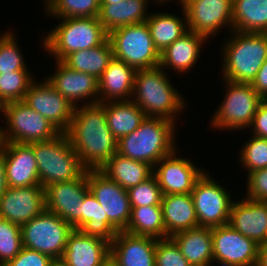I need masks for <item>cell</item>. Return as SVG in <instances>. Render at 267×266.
<instances>
[{"instance_id": "cell-1", "label": "cell", "mask_w": 267, "mask_h": 266, "mask_svg": "<svg viewBox=\"0 0 267 266\" xmlns=\"http://www.w3.org/2000/svg\"><path fill=\"white\" fill-rule=\"evenodd\" d=\"M81 105L74 107L66 134L83 166L100 170L117 153V140L108 127L105 102Z\"/></svg>"}, {"instance_id": "cell-2", "label": "cell", "mask_w": 267, "mask_h": 266, "mask_svg": "<svg viewBox=\"0 0 267 266\" xmlns=\"http://www.w3.org/2000/svg\"><path fill=\"white\" fill-rule=\"evenodd\" d=\"M167 75L160 66L136 70L131 100L147 117L164 118L177 123L176 115L184 112L186 100L173 87Z\"/></svg>"}, {"instance_id": "cell-3", "label": "cell", "mask_w": 267, "mask_h": 266, "mask_svg": "<svg viewBox=\"0 0 267 266\" xmlns=\"http://www.w3.org/2000/svg\"><path fill=\"white\" fill-rule=\"evenodd\" d=\"M175 125L164 118L146 117L137 129L117 141V153L154 167L177 149Z\"/></svg>"}, {"instance_id": "cell-4", "label": "cell", "mask_w": 267, "mask_h": 266, "mask_svg": "<svg viewBox=\"0 0 267 266\" xmlns=\"http://www.w3.org/2000/svg\"><path fill=\"white\" fill-rule=\"evenodd\" d=\"M231 33V36L224 41L223 49L220 50L222 78L251 84L267 59V33L238 31Z\"/></svg>"}, {"instance_id": "cell-5", "label": "cell", "mask_w": 267, "mask_h": 266, "mask_svg": "<svg viewBox=\"0 0 267 266\" xmlns=\"http://www.w3.org/2000/svg\"><path fill=\"white\" fill-rule=\"evenodd\" d=\"M58 19L62 22L48 31L41 42L56 61H62L72 52L95 48L108 39L98 17Z\"/></svg>"}, {"instance_id": "cell-6", "label": "cell", "mask_w": 267, "mask_h": 266, "mask_svg": "<svg viewBox=\"0 0 267 266\" xmlns=\"http://www.w3.org/2000/svg\"><path fill=\"white\" fill-rule=\"evenodd\" d=\"M29 145L33 148L40 185L44 189L51 184L78 179L87 171L66 133Z\"/></svg>"}, {"instance_id": "cell-7", "label": "cell", "mask_w": 267, "mask_h": 266, "mask_svg": "<svg viewBox=\"0 0 267 266\" xmlns=\"http://www.w3.org/2000/svg\"><path fill=\"white\" fill-rule=\"evenodd\" d=\"M2 113L7 126H0V143L30 144L47 141L61 134L52 123L23 100L2 105Z\"/></svg>"}, {"instance_id": "cell-8", "label": "cell", "mask_w": 267, "mask_h": 266, "mask_svg": "<svg viewBox=\"0 0 267 266\" xmlns=\"http://www.w3.org/2000/svg\"><path fill=\"white\" fill-rule=\"evenodd\" d=\"M225 84L223 101L214 111L211 128L227 131L249 129L259 104L264 100L250 83L223 80Z\"/></svg>"}, {"instance_id": "cell-9", "label": "cell", "mask_w": 267, "mask_h": 266, "mask_svg": "<svg viewBox=\"0 0 267 266\" xmlns=\"http://www.w3.org/2000/svg\"><path fill=\"white\" fill-rule=\"evenodd\" d=\"M114 58L135 70L151 69L160 64L149 27L145 22L117 28L108 34Z\"/></svg>"}, {"instance_id": "cell-10", "label": "cell", "mask_w": 267, "mask_h": 266, "mask_svg": "<svg viewBox=\"0 0 267 266\" xmlns=\"http://www.w3.org/2000/svg\"><path fill=\"white\" fill-rule=\"evenodd\" d=\"M73 229L58 215L44 210L21 226L22 244L24 248L38 251L51 258H60Z\"/></svg>"}, {"instance_id": "cell-11", "label": "cell", "mask_w": 267, "mask_h": 266, "mask_svg": "<svg viewBox=\"0 0 267 266\" xmlns=\"http://www.w3.org/2000/svg\"><path fill=\"white\" fill-rule=\"evenodd\" d=\"M204 172L191 192L198 226L214 228L229 223L232 196L220 183Z\"/></svg>"}, {"instance_id": "cell-12", "label": "cell", "mask_w": 267, "mask_h": 266, "mask_svg": "<svg viewBox=\"0 0 267 266\" xmlns=\"http://www.w3.org/2000/svg\"><path fill=\"white\" fill-rule=\"evenodd\" d=\"M89 190L102 206L104 222L117 234L125 231L131 218L128 192L100 170H87Z\"/></svg>"}, {"instance_id": "cell-13", "label": "cell", "mask_w": 267, "mask_h": 266, "mask_svg": "<svg viewBox=\"0 0 267 266\" xmlns=\"http://www.w3.org/2000/svg\"><path fill=\"white\" fill-rule=\"evenodd\" d=\"M232 4L233 0H182L179 3L186 12L188 30L207 40L218 35L225 26L233 31Z\"/></svg>"}, {"instance_id": "cell-14", "label": "cell", "mask_w": 267, "mask_h": 266, "mask_svg": "<svg viewBox=\"0 0 267 266\" xmlns=\"http://www.w3.org/2000/svg\"><path fill=\"white\" fill-rule=\"evenodd\" d=\"M44 191L45 210L79 230L82 227V202L89 191L87 171L78 179L51 184Z\"/></svg>"}, {"instance_id": "cell-15", "label": "cell", "mask_w": 267, "mask_h": 266, "mask_svg": "<svg viewBox=\"0 0 267 266\" xmlns=\"http://www.w3.org/2000/svg\"><path fill=\"white\" fill-rule=\"evenodd\" d=\"M34 80L26 92L24 102L44 116L61 133L70 127L74 107L45 78ZM39 82V83H38Z\"/></svg>"}, {"instance_id": "cell-16", "label": "cell", "mask_w": 267, "mask_h": 266, "mask_svg": "<svg viewBox=\"0 0 267 266\" xmlns=\"http://www.w3.org/2000/svg\"><path fill=\"white\" fill-rule=\"evenodd\" d=\"M177 149L163 157L154 167L153 175L163 195L191 193L205 170L188 158L177 156Z\"/></svg>"}, {"instance_id": "cell-17", "label": "cell", "mask_w": 267, "mask_h": 266, "mask_svg": "<svg viewBox=\"0 0 267 266\" xmlns=\"http://www.w3.org/2000/svg\"><path fill=\"white\" fill-rule=\"evenodd\" d=\"M45 210L41 185L8 187L0 199V218L22 226Z\"/></svg>"}, {"instance_id": "cell-18", "label": "cell", "mask_w": 267, "mask_h": 266, "mask_svg": "<svg viewBox=\"0 0 267 266\" xmlns=\"http://www.w3.org/2000/svg\"><path fill=\"white\" fill-rule=\"evenodd\" d=\"M213 259L241 266L258 264L259 245L229 224L212 228Z\"/></svg>"}, {"instance_id": "cell-19", "label": "cell", "mask_w": 267, "mask_h": 266, "mask_svg": "<svg viewBox=\"0 0 267 266\" xmlns=\"http://www.w3.org/2000/svg\"><path fill=\"white\" fill-rule=\"evenodd\" d=\"M55 65V72L46 79L73 107L79 106L83 100L85 105L98 103V79L74 71L61 61H56Z\"/></svg>"}, {"instance_id": "cell-20", "label": "cell", "mask_w": 267, "mask_h": 266, "mask_svg": "<svg viewBox=\"0 0 267 266\" xmlns=\"http://www.w3.org/2000/svg\"><path fill=\"white\" fill-rule=\"evenodd\" d=\"M3 152L8 187L40 185L38 166L29 144L0 143Z\"/></svg>"}, {"instance_id": "cell-21", "label": "cell", "mask_w": 267, "mask_h": 266, "mask_svg": "<svg viewBox=\"0 0 267 266\" xmlns=\"http://www.w3.org/2000/svg\"><path fill=\"white\" fill-rule=\"evenodd\" d=\"M234 200L230 210L229 225L250 238L257 245L267 242V202L244 198Z\"/></svg>"}, {"instance_id": "cell-22", "label": "cell", "mask_w": 267, "mask_h": 266, "mask_svg": "<svg viewBox=\"0 0 267 266\" xmlns=\"http://www.w3.org/2000/svg\"><path fill=\"white\" fill-rule=\"evenodd\" d=\"M157 238L119 231L110 243V257L118 266H155Z\"/></svg>"}, {"instance_id": "cell-23", "label": "cell", "mask_w": 267, "mask_h": 266, "mask_svg": "<svg viewBox=\"0 0 267 266\" xmlns=\"http://www.w3.org/2000/svg\"><path fill=\"white\" fill-rule=\"evenodd\" d=\"M110 257V243L73 229L62 258L69 266H102Z\"/></svg>"}, {"instance_id": "cell-24", "label": "cell", "mask_w": 267, "mask_h": 266, "mask_svg": "<svg viewBox=\"0 0 267 266\" xmlns=\"http://www.w3.org/2000/svg\"><path fill=\"white\" fill-rule=\"evenodd\" d=\"M136 70L113 57L98 79V102L131 100Z\"/></svg>"}, {"instance_id": "cell-25", "label": "cell", "mask_w": 267, "mask_h": 266, "mask_svg": "<svg viewBox=\"0 0 267 266\" xmlns=\"http://www.w3.org/2000/svg\"><path fill=\"white\" fill-rule=\"evenodd\" d=\"M207 39L196 32L187 31L174 43L169 45L160 53L159 66L164 70L173 69L174 72L185 74L199 62L201 45H204ZM169 67V68H168Z\"/></svg>"}, {"instance_id": "cell-26", "label": "cell", "mask_w": 267, "mask_h": 266, "mask_svg": "<svg viewBox=\"0 0 267 266\" xmlns=\"http://www.w3.org/2000/svg\"><path fill=\"white\" fill-rule=\"evenodd\" d=\"M165 238L198 227L191 193L163 195L161 201Z\"/></svg>"}, {"instance_id": "cell-27", "label": "cell", "mask_w": 267, "mask_h": 266, "mask_svg": "<svg viewBox=\"0 0 267 266\" xmlns=\"http://www.w3.org/2000/svg\"><path fill=\"white\" fill-rule=\"evenodd\" d=\"M170 238L192 266H208L213 260L212 228L198 226Z\"/></svg>"}, {"instance_id": "cell-28", "label": "cell", "mask_w": 267, "mask_h": 266, "mask_svg": "<svg viewBox=\"0 0 267 266\" xmlns=\"http://www.w3.org/2000/svg\"><path fill=\"white\" fill-rule=\"evenodd\" d=\"M148 2L150 0H123L118 4L100 5L98 19L108 34L123 26L143 23L149 17Z\"/></svg>"}, {"instance_id": "cell-29", "label": "cell", "mask_w": 267, "mask_h": 266, "mask_svg": "<svg viewBox=\"0 0 267 266\" xmlns=\"http://www.w3.org/2000/svg\"><path fill=\"white\" fill-rule=\"evenodd\" d=\"M109 179L128 190L153 175V167L145 162L132 160L115 153L101 168Z\"/></svg>"}, {"instance_id": "cell-30", "label": "cell", "mask_w": 267, "mask_h": 266, "mask_svg": "<svg viewBox=\"0 0 267 266\" xmlns=\"http://www.w3.org/2000/svg\"><path fill=\"white\" fill-rule=\"evenodd\" d=\"M183 19L173 13H149L146 23L149 27L154 46L163 52L169 45L174 43L178 38L188 31L187 16L182 7ZM180 17V18H179Z\"/></svg>"}, {"instance_id": "cell-31", "label": "cell", "mask_w": 267, "mask_h": 266, "mask_svg": "<svg viewBox=\"0 0 267 266\" xmlns=\"http://www.w3.org/2000/svg\"><path fill=\"white\" fill-rule=\"evenodd\" d=\"M108 127L118 141L137 129L147 117L132 100L105 102Z\"/></svg>"}, {"instance_id": "cell-32", "label": "cell", "mask_w": 267, "mask_h": 266, "mask_svg": "<svg viewBox=\"0 0 267 266\" xmlns=\"http://www.w3.org/2000/svg\"><path fill=\"white\" fill-rule=\"evenodd\" d=\"M113 57L112 45L107 39L95 48L72 52L61 62L74 71L87 73L99 79Z\"/></svg>"}, {"instance_id": "cell-33", "label": "cell", "mask_w": 267, "mask_h": 266, "mask_svg": "<svg viewBox=\"0 0 267 266\" xmlns=\"http://www.w3.org/2000/svg\"><path fill=\"white\" fill-rule=\"evenodd\" d=\"M233 31L267 33V0H233Z\"/></svg>"}, {"instance_id": "cell-34", "label": "cell", "mask_w": 267, "mask_h": 266, "mask_svg": "<svg viewBox=\"0 0 267 266\" xmlns=\"http://www.w3.org/2000/svg\"><path fill=\"white\" fill-rule=\"evenodd\" d=\"M131 218L126 232L134 235L165 239L161 206L131 207Z\"/></svg>"}, {"instance_id": "cell-35", "label": "cell", "mask_w": 267, "mask_h": 266, "mask_svg": "<svg viewBox=\"0 0 267 266\" xmlns=\"http://www.w3.org/2000/svg\"><path fill=\"white\" fill-rule=\"evenodd\" d=\"M82 233L99 237L109 243L116 233L104 222V211L95 196L89 190L82 202Z\"/></svg>"}, {"instance_id": "cell-36", "label": "cell", "mask_w": 267, "mask_h": 266, "mask_svg": "<svg viewBox=\"0 0 267 266\" xmlns=\"http://www.w3.org/2000/svg\"><path fill=\"white\" fill-rule=\"evenodd\" d=\"M45 12L56 18L98 17L100 0H45Z\"/></svg>"}, {"instance_id": "cell-37", "label": "cell", "mask_w": 267, "mask_h": 266, "mask_svg": "<svg viewBox=\"0 0 267 266\" xmlns=\"http://www.w3.org/2000/svg\"><path fill=\"white\" fill-rule=\"evenodd\" d=\"M30 71L0 73V103L22 101L35 80ZM34 78V79H33Z\"/></svg>"}, {"instance_id": "cell-38", "label": "cell", "mask_w": 267, "mask_h": 266, "mask_svg": "<svg viewBox=\"0 0 267 266\" xmlns=\"http://www.w3.org/2000/svg\"><path fill=\"white\" fill-rule=\"evenodd\" d=\"M17 43V36L11 31L0 34V73L29 71L25 58ZM25 61V62H24Z\"/></svg>"}, {"instance_id": "cell-39", "label": "cell", "mask_w": 267, "mask_h": 266, "mask_svg": "<svg viewBox=\"0 0 267 266\" xmlns=\"http://www.w3.org/2000/svg\"><path fill=\"white\" fill-rule=\"evenodd\" d=\"M241 146L239 162L247 174L257 169L267 168V138L252 136Z\"/></svg>"}, {"instance_id": "cell-40", "label": "cell", "mask_w": 267, "mask_h": 266, "mask_svg": "<svg viewBox=\"0 0 267 266\" xmlns=\"http://www.w3.org/2000/svg\"><path fill=\"white\" fill-rule=\"evenodd\" d=\"M22 248L21 226L0 218V266L12 260Z\"/></svg>"}, {"instance_id": "cell-41", "label": "cell", "mask_w": 267, "mask_h": 266, "mask_svg": "<svg viewBox=\"0 0 267 266\" xmlns=\"http://www.w3.org/2000/svg\"><path fill=\"white\" fill-rule=\"evenodd\" d=\"M131 207L161 206L162 192L154 175L127 190Z\"/></svg>"}, {"instance_id": "cell-42", "label": "cell", "mask_w": 267, "mask_h": 266, "mask_svg": "<svg viewBox=\"0 0 267 266\" xmlns=\"http://www.w3.org/2000/svg\"><path fill=\"white\" fill-rule=\"evenodd\" d=\"M155 266H192L183 256L176 243L170 238L157 239Z\"/></svg>"}, {"instance_id": "cell-43", "label": "cell", "mask_w": 267, "mask_h": 266, "mask_svg": "<svg viewBox=\"0 0 267 266\" xmlns=\"http://www.w3.org/2000/svg\"><path fill=\"white\" fill-rule=\"evenodd\" d=\"M247 180L246 198L256 201H267V168L249 172Z\"/></svg>"}, {"instance_id": "cell-44", "label": "cell", "mask_w": 267, "mask_h": 266, "mask_svg": "<svg viewBox=\"0 0 267 266\" xmlns=\"http://www.w3.org/2000/svg\"><path fill=\"white\" fill-rule=\"evenodd\" d=\"M51 257L38 251L22 248V250L4 266H49Z\"/></svg>"}, {"instance_id": "cell-45", "label": "cell", "mask_w": 267, "mask_h": 266, "mask_svg": "<svg viewBox=\"0 0 267 266\" xmlns=\"http://www.w3.org/2000/svg\"><path fill=\"white\" fill-rule=\"evenodd\" d=\"M252 134L260 138H267V99H264L258 106L249 129Z\"/></svg>"}, {"instance_id": "cell-46", "label": "cell", "mask_w": 267, "mask_h": 266, "mask_svg": "<svg viewBox=\"0 0 267 266\" xmlns=\"http://www.w3.org/2000/svg\"><path fill=\"white\" fill-rule=\"evenodd\" d=\"M251 86L263 98L267 99V59L257 72L256 77L251 82Z\"/></svg>"}, {"instance_id": "cell-47", "label": "cell", "mask_w": 267, "mask_h": 266, "mask_svg": "<svg viewBox=\"0 0 267 266\" xmlns=\"http://www.w3.org/2000/svg\"><path fill=\"white\" fill-rule=\"evenodd\" d=\"M8 188L3 152L0 149V199Z\"/></svg>"}, {"instance_id": "cell-48", "label": "cell", "mask_w": 267, "mask_h": 266, "mask_svg": "<svg viewBox=\"0 0 267 266\" xmlns=\"http://www.w3.org/2000/svg\"><path fill=\"white\" fill-rule=\"evenodd\" d=\"M258 266H267V242L259 246Z\"/></svg>"}, {"instance_id": "cell-49", "label": "cell", "mask_w": 267, "mask_h": 266, "mask_svg": "<svg viewBox=\"0 0 267 266\" xmlns=\"http://www.w3.org/2000/svg\"><path fill=\"white\" fill-rule=\"evenodd\" d=\"M49 266H69L68 263L62 258H52Z\"/></svg>"}, {"instance_id": "cell-50", "label": "cell", "mask_w": 267, "mask_h": 266, "mask_svg": "<svg viewBox=\"0 0 267 266\" xmlns=\"http://www.w3.org/2000/svg\"><path fill=\"white\" fill-rule=\"evenodd\" d=\"M214 262L219 263L221 266H241V265H237V264H233V263H229V262H225V261H220V260H216L213 259L208 266H212L211 264H213Z\"/></svg>"}, {"instance_id": "cell-51", "label": "cell", "mask_w": 267, "mask_h": 266, "mask_svg": "<svg viewBox=\"0 0 267 266\" xmlns=\"http://www.w3.org/2000/svg\"><path fill=\"white\" fill-rule=\"evenodd\" d=\"M123 0H100V5H107V4H118Z\"/></svg>"}, {"instance_id": "cell-52", "label": "cell", "mask_w": 267, "mask_h": 266, "mask_svg": "<svg viewBox=\"0 0 267 266\" xmlns=\"http://www.w3.org/2000/svg\"><path fill=\"white\" fill-rule=\"evenodd\" d=\"M102 266H118L111 257Z\"/></svg>"}, {"instance_id": "cell-53", "label": "cell", "mask_w": 267, "mask_h": 266, "mask_svg": "<svg viewBox=\"0 0 267 266\" xmlns=\"http://www.w3.org/2000/svg\"><path fill=\"white\" fill-rule=\"evenodd\" d=\"M170 1H172V0H169V1H168V0H156L157 4L160 3V5H161V4H162V5H163V4L165 5L167 2H170ZM178 1H179L178 3H180L182 0H178Z\"/></svg>"}, {"instance_id": "cell-54", "label": "cell", "mask_w": 267, "mask_h": 266, "mask_svg": "<svg viewBox=\"0 0 267 266\" xmlns=\"http://www.w3.org/2000/svg\"><path fill=\"white\" fill-rule=\"evenodd\" d=\"M0 114H2V104L0 103Z\"/></svg>"}]
</instances>
